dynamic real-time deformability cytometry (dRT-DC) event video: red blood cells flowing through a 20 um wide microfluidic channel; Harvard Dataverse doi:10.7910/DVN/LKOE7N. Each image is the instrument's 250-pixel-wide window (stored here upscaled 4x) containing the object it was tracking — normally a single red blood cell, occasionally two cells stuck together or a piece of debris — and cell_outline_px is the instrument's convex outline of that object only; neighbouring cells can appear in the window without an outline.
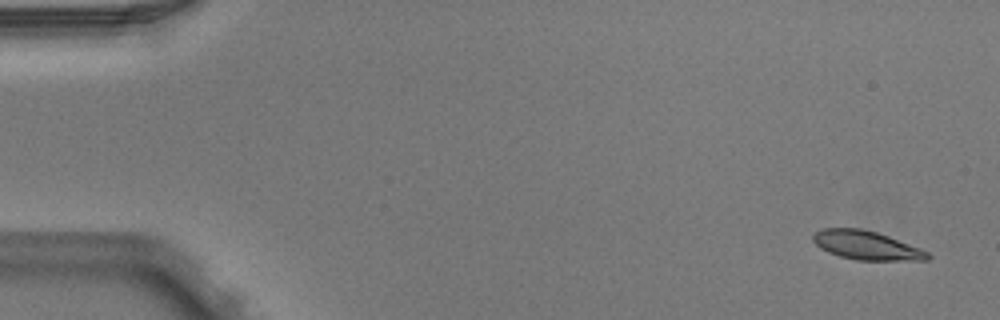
{"species": "Egyptian fruit bat (a non-hibernating species)", "species_latin": "Rousettus aegyptiacus", "temperature_condition": "warm", "stored_images_in_passage": 5, "camera_frame_rate_fps": 3000, "um_per_image_px": 0.085, "animal": {"sex": "male"}, "frame": {"image": 1, "passage_image": 1, "time_ms": 0.0, "image_size_px": [1000, 320], "cell_outline_px": [[932, 256], [928, 260], [856, 260], [840, 256], [828, 252], [820, 248], [812, 240], [812, 236], [816, 232], [824, 228], [860, 228], [876, 232], [888, 236], [920, 248], [928, 252]], "centroid_in_image_um": [73.64, 20.85], "position_along_channel_um": 11.4, "area_um2": 19.13}}
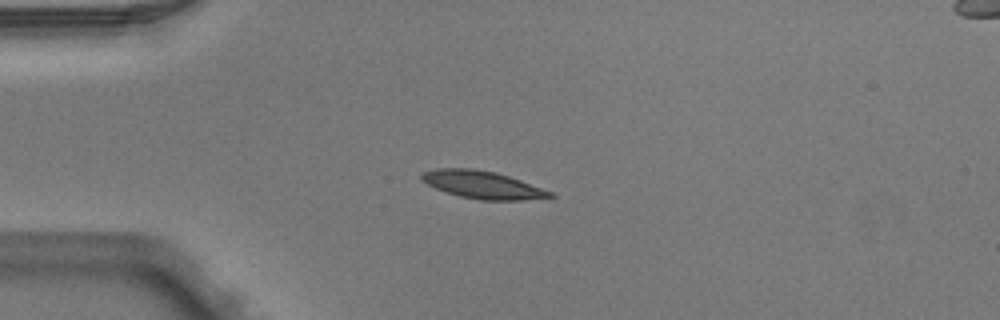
{"frame": {"image": 2, "passage_image": 4, "time_ms": 1.0, "image_size_px": [1000, 320], "cell_outline_px": [[556, 196], [520, 200], [480, 200], [460, 196], [436, 188], [420, 180], [420, 176], [424, 172], [436, 168], [472, 168], [496, 172], [520, 180], [552, 192]], "centroid_in_image_um": [40.99, 15.7], "position_along_channel_um": 44.0, "area_um2": 20.4}}